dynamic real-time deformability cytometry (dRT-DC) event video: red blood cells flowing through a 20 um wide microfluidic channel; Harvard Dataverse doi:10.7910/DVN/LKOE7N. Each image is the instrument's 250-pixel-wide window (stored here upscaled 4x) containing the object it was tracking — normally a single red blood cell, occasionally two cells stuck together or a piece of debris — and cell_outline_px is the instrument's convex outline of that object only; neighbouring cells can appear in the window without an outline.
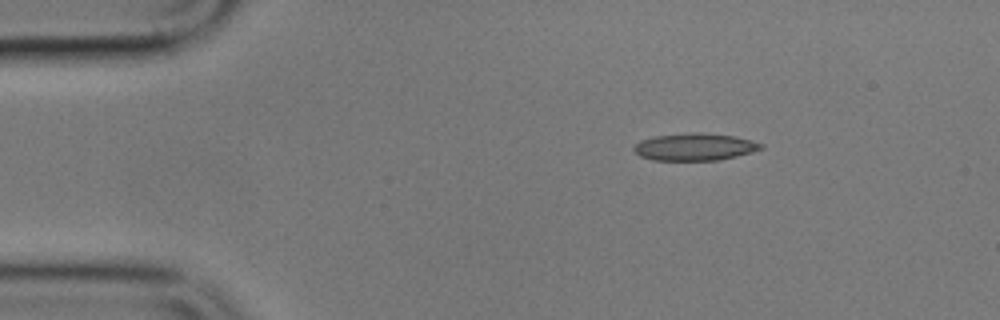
{"species": "common noctule bat (a hibernating species)", "species_latin": "Nyctalus noctula", "temperature_condition": "cold", "stored_images_in_passage": 5, "camera_frame_rate_fps": 3000, "um_per_image_px": 0.085, "animal": {"sex": "male", "body_mass_g": 17.9}, "frame": {"image": 1, "passage_image": 5, "time_ms": 6.333, "image_size_px": [1000, 320], "cell_outline_px": [[764, 148], [752, 152], [736, 156], [716, 160], [652, 160], [640, 156], [632, 148], [640, 140], [656, 136], [696, 132], [704, 132], [736, 136], [752, 140], [764, 144]], "centroid_in_image_um": [59.09, 12.48], "position_along_channel_um": 25.9, "area_um2": 20.23}}